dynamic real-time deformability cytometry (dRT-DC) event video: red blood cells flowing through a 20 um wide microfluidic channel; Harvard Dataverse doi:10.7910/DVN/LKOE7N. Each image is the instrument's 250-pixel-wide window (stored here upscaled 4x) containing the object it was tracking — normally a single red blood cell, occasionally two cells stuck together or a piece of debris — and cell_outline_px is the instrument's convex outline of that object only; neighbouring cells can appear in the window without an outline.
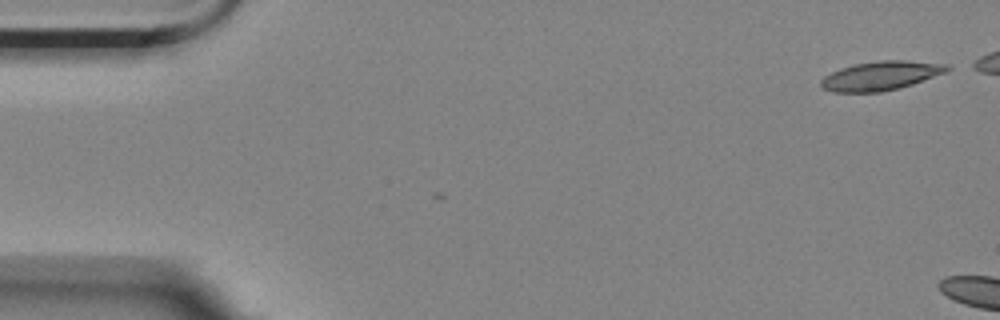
{"species": "Egyptian fruit bat (a non-hibernating species)", "species_latin": "Rousettus aegyptiacus", "temperature_condition": "room temperature", "stored_images_in_passage": 3, "camera_frame_rate_fps": 3000, "um_per_image_px": 0.085, "animal": {"sex": "female"}, "frame": {"image": 1, "passage_image": 1, "time_ms": 0.0, "image_size_px": [1000, 320], "cell_outline_px": [[952, 68], [944, 72], [912, 84], [880, 92], [832, 92], [824, 88], [820, 84], [820, 80], [824, 76], [840, 68], [856, 64], [880, 60], [904, 60], [948, 64]], "centroid_in_image_um": [74.84, 6.43], "position_along_channel_um": 10.2, "area_um2": 21.04}}